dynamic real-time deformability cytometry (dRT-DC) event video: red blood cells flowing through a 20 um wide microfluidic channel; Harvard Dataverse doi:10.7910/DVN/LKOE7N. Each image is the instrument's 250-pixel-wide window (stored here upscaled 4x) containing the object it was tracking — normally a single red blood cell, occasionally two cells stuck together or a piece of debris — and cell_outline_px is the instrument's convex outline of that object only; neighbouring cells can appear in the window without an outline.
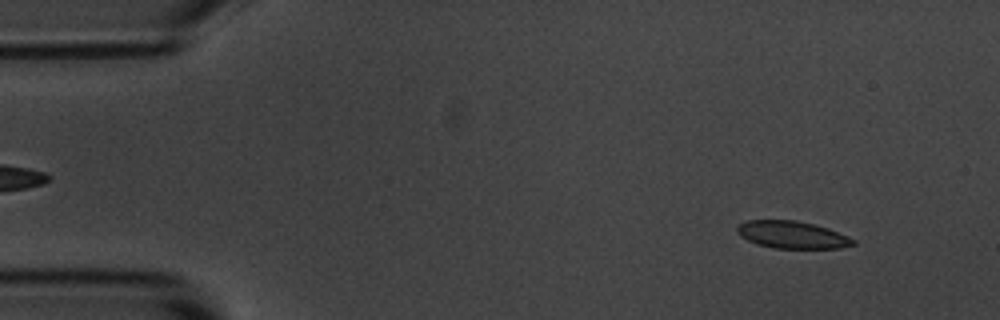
{"species": "common noctule bat (a hibernating species)", "species_latin": "Nyctalus noctula", "temperature_condition": "room temperature", "stored_images_in_passage": 56, "camera_frame_rate_fps": 3000, "um_per_image_px": 0.085, "animal": {"sex": "male", "body_mass_g": 20.1, "forearm_length_mm": 53.5}, "frame": {"image": 1, "passage_image": 6, "time_ms": 1.667, "image_size_px": [1000, 320], "cell_outline_px": [[856, 244], [840, 248], [772, 248], [756, 244], [740, 236], [736, 232], [736, 228], [740, 224], [748, 220], [796, 220], [828, 228], [848, 236], [856, 240]], "centroid_in_image_um": [67.33, 19.96], "position_along_channel_um": 17.7, "area_um2": 18.5}}
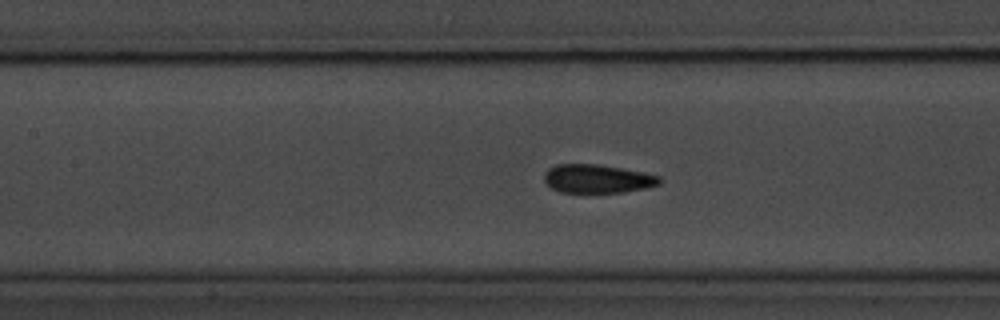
{"frame": {"image": 2, "passage_image": 25, "time_ms": 8.0, "image_size_px": [1000, 320], "cell_outline_px": [[660, 184], [648, 188], [624, 192], [560, 192], [552, 188], [544, 180], [544, 172], [548, 168], [556, 164], [596, 164], [644, 172], [660, 176]], "centroid_in_image_um": [50.78, 15.19], "position_along_channel_um": 156.6, "area_um2": 19.19}}
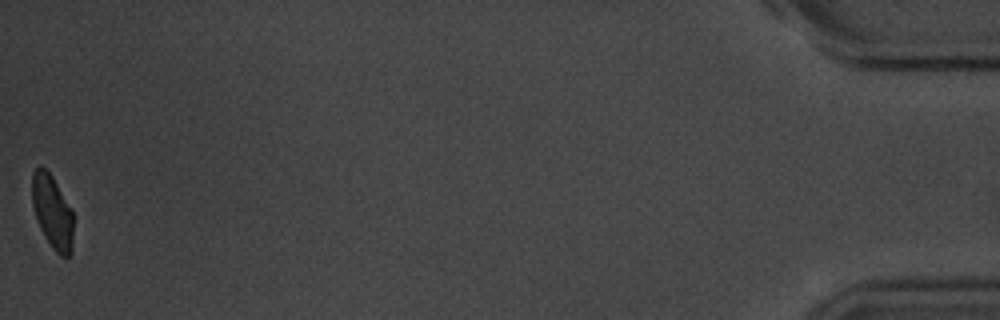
{"frame": {"image": 3, "passage_image": 56, "time_ms": 18.333, "image_size_px": [1000, 320], "cell_outline_px": [[72, 252], [68, 256], [60, 256], [52, 248], [44, 236], [40, 228], [32, 204], [32, 172], [40, 164], [52, 176], [72, 212]], "centroid_in_image_um": [4.42, 18.01], "position_along_channel_um": 430.8, "area_um2": 17.4}, "authors_computed_cell_mechanics": {"area_um2": 19.4208, "velocity_mm_per_s": 3.6034, "shape_relaxation_time_tau1_ms": 5.6509, "shape_relaxation_time_tau2_ms": 0.769, "deformation_change_tau1": 0.1227, "deformation_change_tau2": 0.064}}